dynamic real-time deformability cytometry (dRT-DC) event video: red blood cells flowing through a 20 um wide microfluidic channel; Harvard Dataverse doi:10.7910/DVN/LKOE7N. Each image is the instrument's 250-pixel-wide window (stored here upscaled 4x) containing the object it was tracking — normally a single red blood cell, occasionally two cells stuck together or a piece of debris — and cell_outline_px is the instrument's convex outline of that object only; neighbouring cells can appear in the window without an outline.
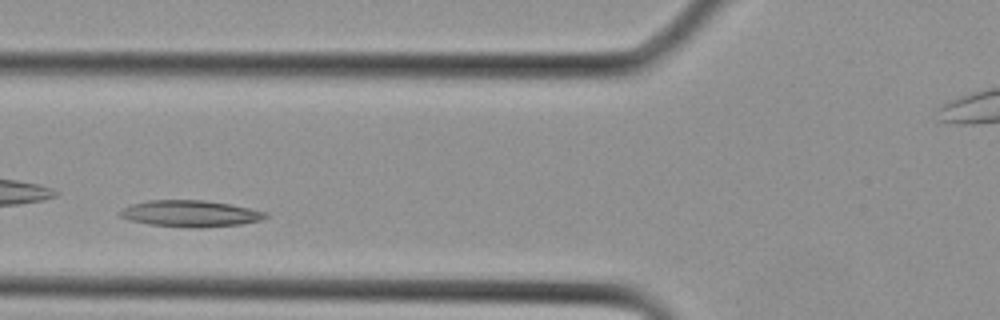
{"species": "Egyptian fruit bat (a non-hibernating species)", "species_latin": "Rousettus aegyptiacus", "temperature_condition": "cold", "stored_images_in_passage": 17, "camera_frame_rate_fps": 3000, "um_per_image_px": 0.085, "animal": {"sex": "female"}, "frame": {"image": 1, "passage_image": 10, "time_ms": 3.0, "image_size_px": [1000, 320], "cell_outline_px": [[268, 216], [260, 220], [240, 224], [200, 228], [192, 228], [148, 224], [128, 220], [120, 216], [116, 212], [132, 204], [148, 200], [204, 200], [228, 204], [268, 212]], "centroid_in_image_um": [16.14, 18.16], "position_along_channel_um": 109.7, "area_um2": 22.43}}
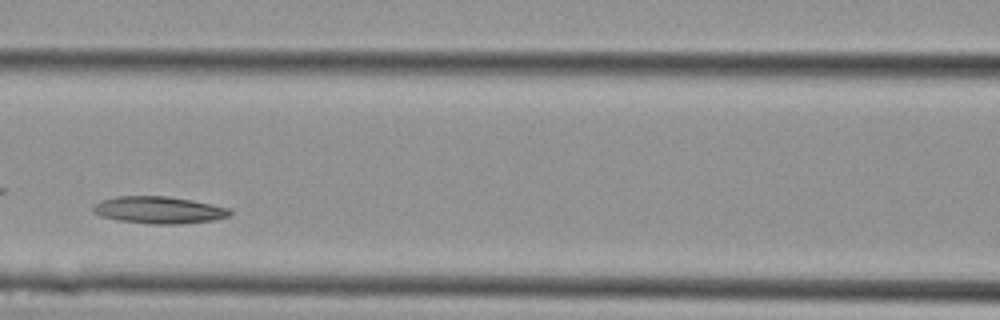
{"frame": {"image": 2, "passage_image": 12, "time_ms": 3.667, "image_size_px": [1000, 320], "cell_outline_px": [[232, 212], [228, 216], [212, 220], [180, 224], [148, 224], [120, 220], [100, 216], [92, 212], [92, 208], [100, 200], [116, 196], [168, 196], [192, 200], [212, 204], [228, 208]], "centroid_in_image_um": [13.47, 17.84], "position_along_channel_um": 153.1, "area_um2": 21.56}}
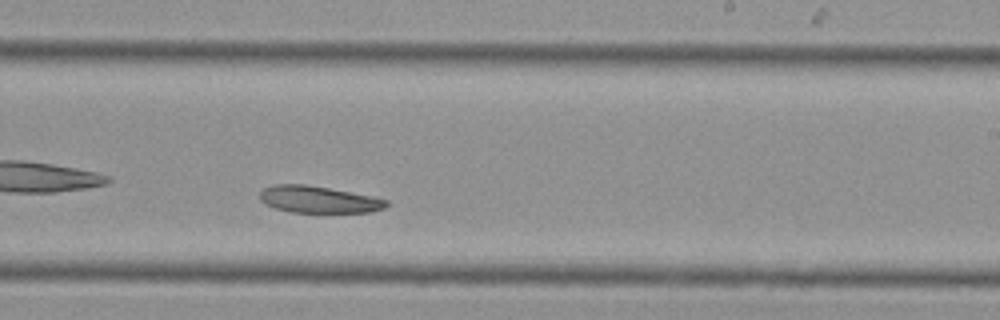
{"frame": {"image": 3, "passage_image": 17, "time_ms": 5.333, "image_size_px": [1000, 320], "cell_outline_px": [[388, 204], [384, 208], [372, 212], [292, 212], [276, 208], [264, 204], [260, 200], [260, 192], [264, 188], [272, 184], [304, 184], [328, 188], [372, 196], [388, 200]], "centroid_in_image_um": [27.06, 16.95], "position_along_channel_um": 261.9, "area_um2": 19.71}}